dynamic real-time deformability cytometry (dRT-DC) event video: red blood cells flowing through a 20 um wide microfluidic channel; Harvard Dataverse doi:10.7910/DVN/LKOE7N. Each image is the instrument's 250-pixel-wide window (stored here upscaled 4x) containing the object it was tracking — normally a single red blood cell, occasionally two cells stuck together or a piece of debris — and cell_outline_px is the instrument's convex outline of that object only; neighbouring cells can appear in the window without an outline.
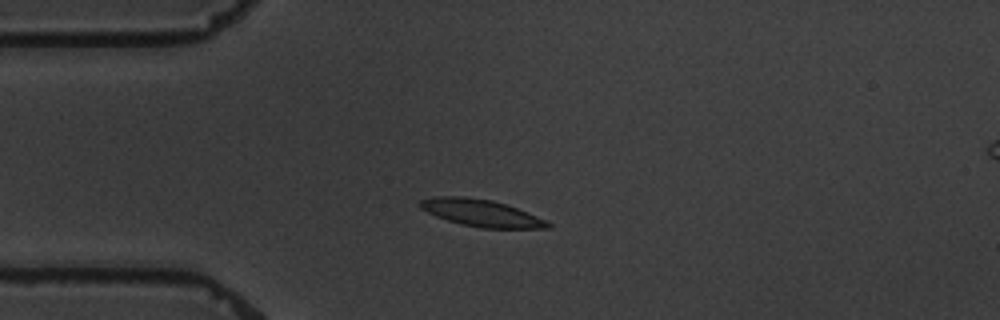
{"species": "common noctule bat (a hibernating species)", "species_latin": "Nyctalus noctula", "temperature_condition": "warm", "stored_images_in_passage": 10, "camera_frame_rate_fps": 3000, "um_per_image_px": 0.085, "animal": {"sex": "male", "body_mass_g": 19.5, "forearm_length_mm": 54.6}, "frame": {"image": 1, "passage_image": 4, "time_ms": 3.333, "image_size_px": [1000, 320], "cell_outline_px": [[552, 228], [480, 228], [448, 220], [436, 216], [420, 208], [416, 204], [420, 200], [432, 196], [464, 196], [492, 200], [508, 204], [536, 216], [552, 224]], "centroid_in_image_um": [40.87, 18.08], "position_along_channel_um": 44.1, "area_um2": 20.11}}
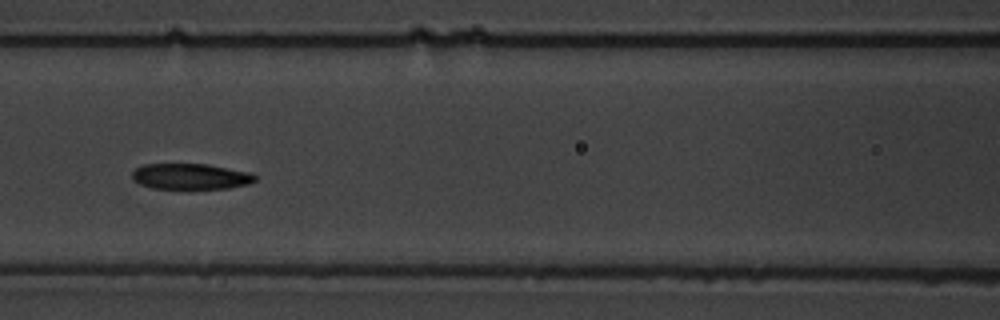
{"frame": {"image": 2, "passage_image": 7, "time_ms": 7.0, "image_size_px": [1000, 320], "cell_outline_px": [[256, 180], [248, 184], [228, 188], [152, 188], [140, 184], [132, 176], [132, 172], [136, 168], [144, 164], [208, 164], [252, 172], [256, 176]], "centroid_in_image_um": [16.24, 14.98], "position_along_channel_um": 150.4, "area_um2": 18.38}}
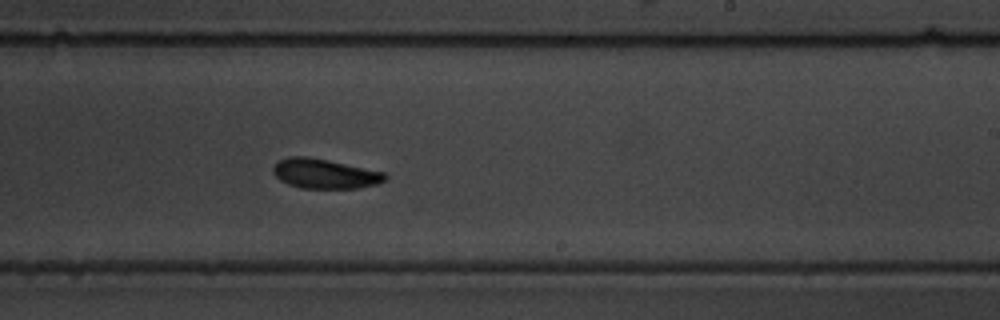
{"frame": {"image": 3, "passage_image": 10, "time_ms": 10.333, "image_size_px": [1000, 320], "cell_outline_px": [[388, 176], [384, 180], [376, 184], [356, 188], [300, 188], [288, 184], [280, 180], [272, 172], [272, 168], [280, 160], [288, 156], [308, 156], [328, 160], [384, 172]], "centroid_in_image_um": [27.57, 14.76], "position_along_channel_um": 261.4, "area_um2": 19.25}}